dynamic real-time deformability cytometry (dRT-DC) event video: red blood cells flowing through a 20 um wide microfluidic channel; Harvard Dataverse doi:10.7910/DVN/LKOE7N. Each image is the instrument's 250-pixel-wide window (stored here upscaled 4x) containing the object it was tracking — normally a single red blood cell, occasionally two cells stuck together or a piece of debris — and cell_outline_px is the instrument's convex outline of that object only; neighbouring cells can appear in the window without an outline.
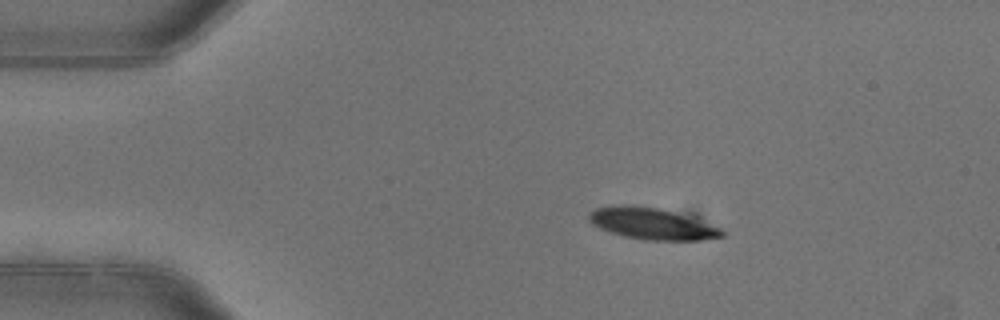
{"species": "common noctule bat (a hibernating species)", "species_latin": "Nyctalus noctula", "temperature_condition": "warm", "stored_images_in_passage": 3, "camera_frame_rate_fps": 3000, "um_per_image_px": 0.085, "animal": {"sex": "female"}, "frame": {"image": 1, "passage_image": 2, "time_ms": 0.333, "image_size_px": [1000, 320], "cell_outline_px": [[724, 236], [700, 240], [644, 240], [624, 236], [600, 228], [592, 224], [588, 220], [588, 212], [596, 208], [612, 204], [628, 204], [660, 208], [720, 228], [724, 232]], "centroid_in_image_um": [55.31, 19.0], "position_along_channel_um": 29.7, "area_um2": 24.16}}